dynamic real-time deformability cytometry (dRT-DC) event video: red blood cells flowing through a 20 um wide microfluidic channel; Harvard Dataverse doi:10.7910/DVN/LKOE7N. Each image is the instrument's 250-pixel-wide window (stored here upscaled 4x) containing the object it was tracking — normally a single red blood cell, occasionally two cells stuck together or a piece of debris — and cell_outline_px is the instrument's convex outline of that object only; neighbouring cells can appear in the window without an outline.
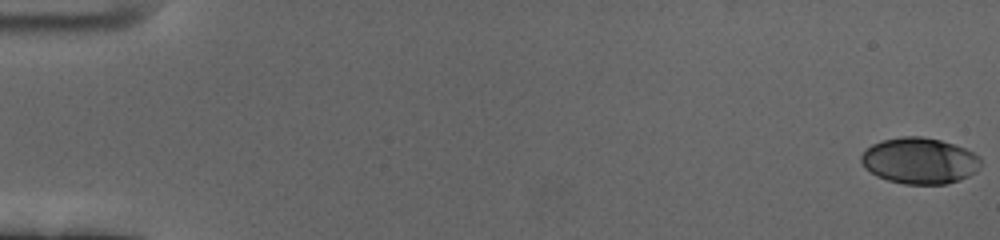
{"species": "human", "species_latin": "Homo sapiens", "temperature_condition": "cold", "stored_images_in_passage": 60, "camera_frame_rate_fps": 3000, "um_per_image_px": 0.085, "donor": {"sex": "female"}, "frame": {"image": 1, "passage_image": 1, "time_ms": 0.0, "image_size_px": [1000, 240], "cell_outline_px": [[980, 168], [976, 172], [960, 180], [948, 184], [904, 184], [888, 180], [876, 176], [864, 168], [860, 160], [860, 156], [864, 148], [880, 140], [900, 136], [924, 136], [940, 140], [964, 148], [980, 156]], "centroid_in_image_um": [78.13, 13.66], "position_along_channel_um": 6.9, "area_um2": 32.6}}
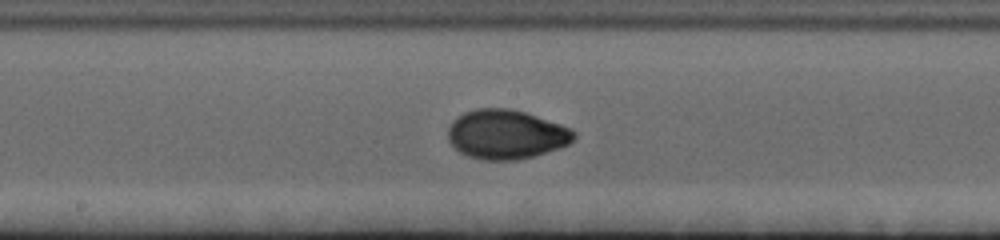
{"frame": {"image": 2, "passage_image": 33, "time_ms": 10.667, "image_size_px": [1000, 240], "cell_outline_px": [[576, 136], [568, 144], [560, 148], [520, 160], [484, 160], [468, 156], [460, 152], [448, 140], [448, 128], [452, 120], [456, 116], [464, 112], [476, 108], [512, 108], [572, 128], [576, 132]], "centroid_in_image_um": [43.01, 11.42], "position_along_channel_um": 205.2, "area_um2": 36.36}}
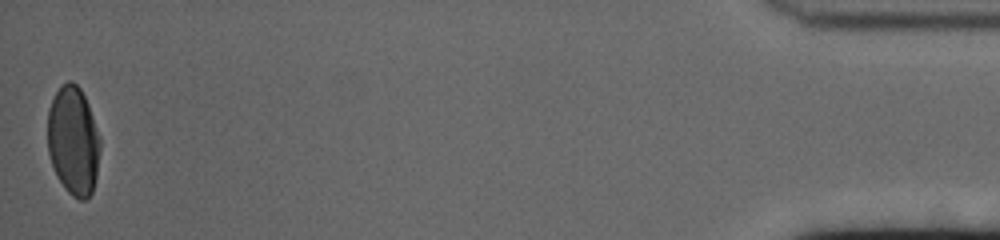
{"frame": {"image": 3, "passage_image": 60, "time_ms": 19.667, "image_size_px": [1000, 240], "cell_outline_px": [[100, 152], [96, 176], [92, 192], [84, 200], [80, 200], [72, 196], [64, 188], [56, 176], [48, 152], [48, 108], [60, 84], [68, 80], [72, 80], [80, 88], [88, 104], [100, 136]], "centroid_in_image_um": [6.23, 11.95], "position_along_channel_um": 429.0, "area_um2": 33.52}, "authors_computed_cell_mechanics": {"area_um2": 33.7263, "velocity_mm_per_s": 3.4431, "shape_relaxation_time_tau1_ms": 5.4204, "shape_relaxation_time_tau2_ms": 1.1728, "deformation_change_tau1": 0.1903, "deformation_change_tau2": 0.0297}}